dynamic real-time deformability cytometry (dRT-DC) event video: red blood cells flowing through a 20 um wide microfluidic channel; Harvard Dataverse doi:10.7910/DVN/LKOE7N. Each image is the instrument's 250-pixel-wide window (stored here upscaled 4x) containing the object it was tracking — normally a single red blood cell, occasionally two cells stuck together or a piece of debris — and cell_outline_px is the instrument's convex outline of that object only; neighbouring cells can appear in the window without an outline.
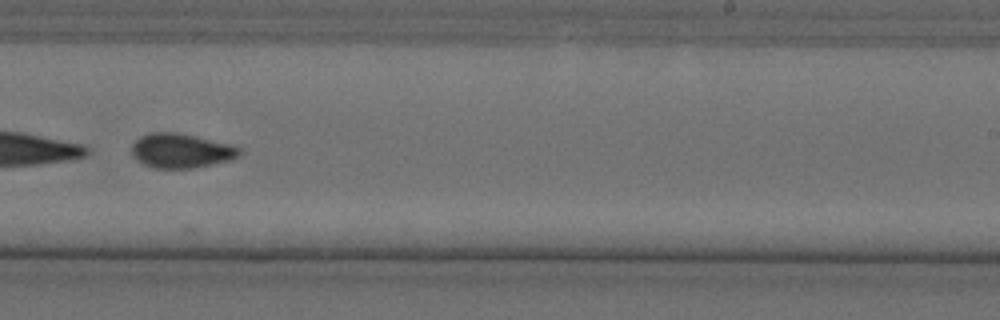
{"species": "Egyptian fruit bat (a non-hibernating species)", "species_latin": "Rousettus aegyptiacus", "temperature_condition": "cold", "stored_images_in_passage": 54, "camera_frame_rate_fps": 3000, "um_per_image_px": 0.085, "animal": {"sex": "female"}, "frame": {"image": 1, "passage_image": 35, "time_ms": 11.333, "image_size_px": [1000, 320], "cell_outline_px": [[244, 152], [240, 156], [232, 160], [196, 168], [152, 168], [136, 160], [132, 156], [132, 144], [140, 136], [152, 132], [176, 132], [232, 144], [240, 148]], "centroid_in_image_um": [15.43, 12.82], "position_along_channel_um": 273.6, "area_um2": 21.96}}